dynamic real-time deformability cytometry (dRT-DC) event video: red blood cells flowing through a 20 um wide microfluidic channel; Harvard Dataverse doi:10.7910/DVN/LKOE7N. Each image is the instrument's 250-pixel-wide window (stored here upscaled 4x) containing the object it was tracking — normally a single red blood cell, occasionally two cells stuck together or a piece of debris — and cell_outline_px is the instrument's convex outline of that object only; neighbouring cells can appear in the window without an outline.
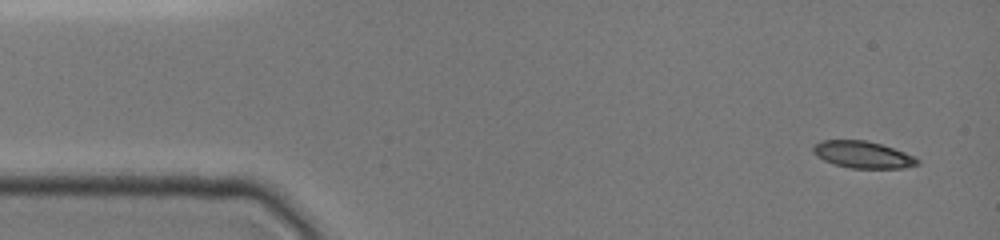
{"species": "common noctule bat (a hibernating species)", "species_latin": "Nyctalus noctula", "temperature_condition": "cold", "stored_images_in_passage": 6, "camera_frame_rate_fps": 3000, "um_per_image_px": 0.085, "animal": {"sex": "female", "body_mass_g": 19.0, "forearm_length_mm": 51.5}, "frame": {"image": 1, "passage_image": 1, "time_ms": 0.0, "image_size_px": [1000, 240], "cell_outline_px": [[920, 164], [904, 168], [852, 168], [836, 164], [824, 160], [816, 156], [812, 152], [812, 148], [820, 140], [864, 140], [880, 144], [916, 156], [920, 160]], "centroid_in_image_um": [73.36, 13.14], "position_along_channel_um": 11.6, "area_um2": 16.3}}
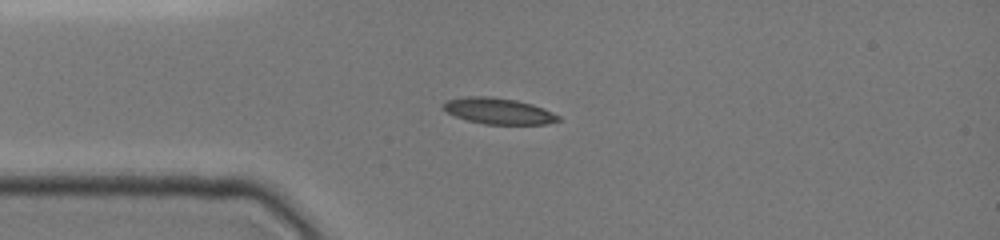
{"frame": {"image": 2, "passage_image": 5, "time_ms": 3.0, "image_size_px": [1000, 240], "cell_outline_px": [[560, 120], [544, 124], [484, 124], [468, 120], [456, 116], [440, 108], [448, 100], [468, 96], [488, 96], [516, 100], [532, 104], [544, 108], [560, 116]], "centroid_in_image_um": [42.38, 9.43], "position_along_channel_um": 42.6, "area_um2": 17.34}}